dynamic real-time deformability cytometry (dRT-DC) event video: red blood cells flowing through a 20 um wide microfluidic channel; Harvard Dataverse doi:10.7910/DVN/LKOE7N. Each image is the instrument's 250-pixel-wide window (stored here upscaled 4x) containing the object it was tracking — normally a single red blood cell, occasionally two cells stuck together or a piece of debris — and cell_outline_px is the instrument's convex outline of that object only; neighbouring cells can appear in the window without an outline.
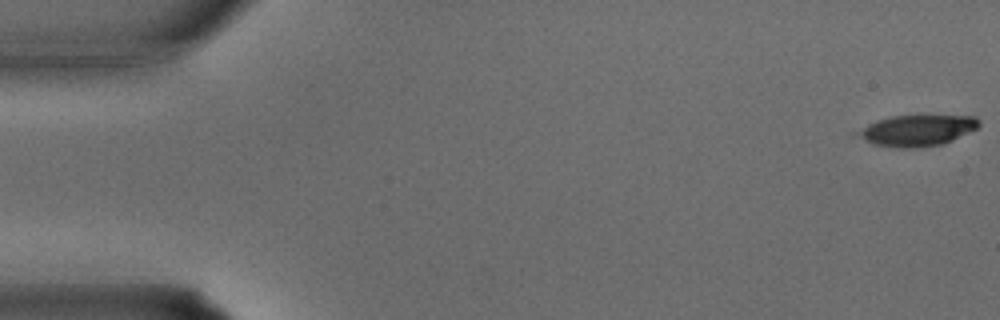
{"species": "common noctule bat (a hibernating species)", "species_latin": "Nyctalus noctula", "temperature_condition": "warm", "stored_images_in_passage": 4, "camera_frame_rate_fps": 3000, "um_per_image_px": 0.085, "animal": {"sex": "male", "body_mass_g": 15.6}, "frame": {"image": 1, "passage_image": 1, "time_ms": 0.0, "image_size_px": [1000, 320], "cell_outline_px": [[980, 124], [976, 128], [952, 140], [940, 144], [908, 148], [900, 148], [872, 144], [852, 136], [848, 132], [868, 124], [892, 116], [976, 116], [980, 120]], "centroid_in_image_um": [77.82, 11.09], "position_along_channel_um": 7.2, "area_um2": 22.02}}